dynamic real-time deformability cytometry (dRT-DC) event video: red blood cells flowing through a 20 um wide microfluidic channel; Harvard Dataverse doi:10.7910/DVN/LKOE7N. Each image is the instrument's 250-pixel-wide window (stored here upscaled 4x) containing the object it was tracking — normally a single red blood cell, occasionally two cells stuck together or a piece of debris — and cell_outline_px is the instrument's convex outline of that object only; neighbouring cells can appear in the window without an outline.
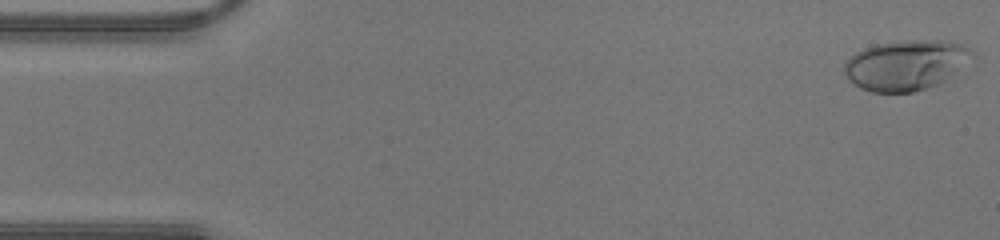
{"species": "human", "species_latin": "Homo sapiens", "temperature_condition": "warm", "stored_images_in_passage": 34, "camera_frame_rate_fps": 3000, "um_per_image_px": 0.085, "donor": {"sex": "male"}, "frame": {"image": 1, "passage_image": 1, "time_ms": 0.0, "image_size_px": [1000, 240], "cell_outline_px": [[968, 52], [956, 72], [952, 76], [940, 84], [928, 88], [912, 92], [872, 92], [860, 88], [852, 84], [844, 76], [844, 64], [856, 52], [864, 48], [876, 44], [908, 40], [948, 40], [964, 44], [968, 48]], "centroid_in_image_um": [76.9, 5.54], "position_along_channel_um": 8.1, "area_um2": 36.93}}
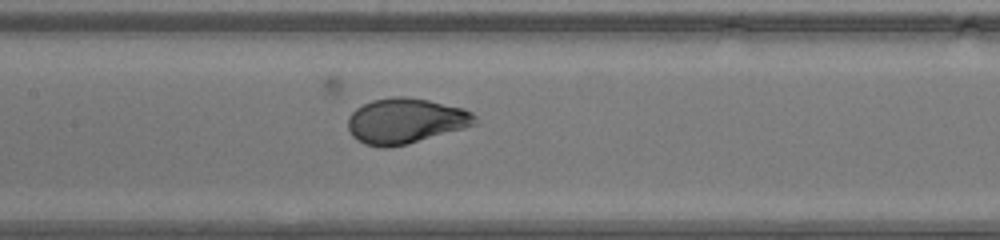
{"frame": {"image": 2, "passage_image": 20, "time_ms": 6.333, "image_size_px": [1000, 240], "cell_outline_px": [[480, 124], [408, 144], [388, 148], [380, 148], [364, 144], [356, 140], [352, 136], [348, 128], [348, 116], [356, 108], [372, 100], [392, 96], [404, 96], [428, 100], [464, 108], [472, 112], [476, 116]], "centroid_in_image_um": [34.49, 10.29], "position_along_channel_um": 172.9, "area_um2": 34.1}}
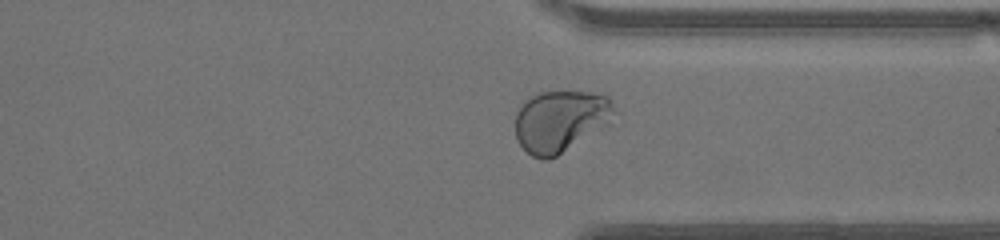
{"frame": {"image": 3, "passage_image": 32, "time_ms": 10.333, "image_size_px": [1000, 240], "cell_outline_px": [[612, 108], [608, 120], [604, 124], [556, 156], [548, 160], [540, 160], [532, 156], [516, 140], [516, 112], [524, 100], [528, 96], [540, 92], [592, 92], [608, 96]], "centroid_in_image_um": [47.51, 10.27], "position_along_channel_um": 363.9, "area_um2": 34.51}}